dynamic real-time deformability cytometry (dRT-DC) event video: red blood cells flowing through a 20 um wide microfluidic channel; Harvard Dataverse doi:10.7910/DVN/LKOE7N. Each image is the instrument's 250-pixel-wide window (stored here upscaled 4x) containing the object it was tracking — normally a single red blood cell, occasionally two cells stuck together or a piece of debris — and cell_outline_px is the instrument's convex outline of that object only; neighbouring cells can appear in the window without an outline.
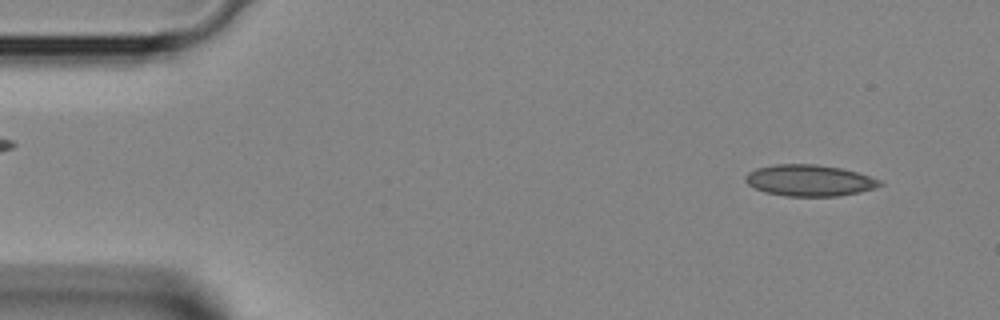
{"species": "Egyptian fruit bat (a non-hibernating species)", "species_latin": "Rousettus aegyptiacus", "temperature_condition": "room temperature", "stored_images_in_passage": 40, "camera_frame_rate_fps": 3000, "um_per_image_px": 0.085, "animal": {"sex": "female"}, "frame": {"image": 1, "passage_image": 2, "time_ms": 0.333, "image_size_px": [1000, 320], "cell_outline_px": [[884, 184], [860, 192], [840, 196], [784, 196], [764, 192], [748, 184], [744, 180], [744, 176], [748, 172], [756, 168], [776, 164], [816, 164], [840, 168], [856, 172], [880, 180]], "centroid_in_image_um": [68.76, 15.34], "position_along_channel_um": 16.2, "area_um2": 24.51}}
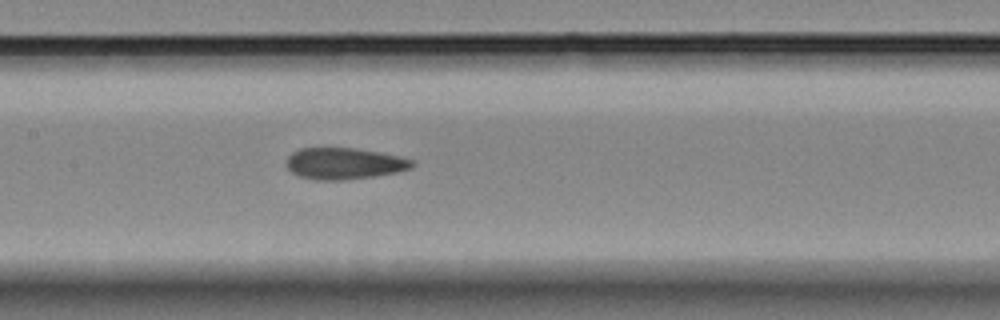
{"frame": {"image": 2, "passage_image": 18, "time_ms": 5.667, "image_size_px": [1000, 320], "cell_outline_px": [[416, 164], [412, 168], [396, 172], [376, 176], [344, 180], [316, 180], [300, 176], [292, 172], [288, 168], [288, 156], [292, 152], [300, 148], [352, 148], [380, 152], [412, 160]], "centroid_in_image_um": [29.27, 13.9], "position_along_channel_um": 178.1, "area_um2": 22.89}}
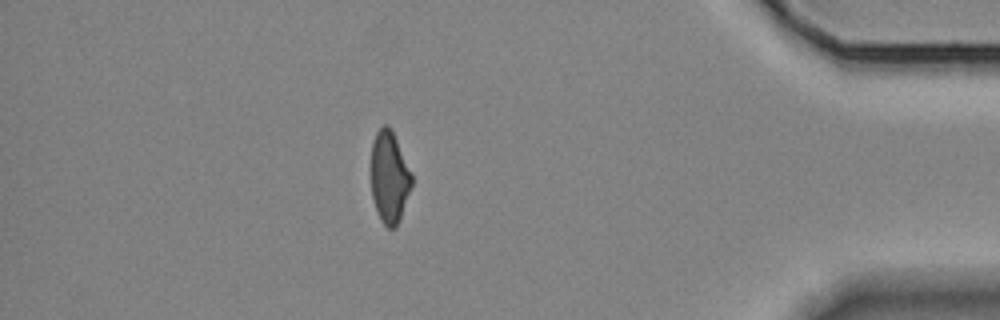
{"frame": {"image": 3, "passage_image": 35, "time_ms": 11.333, "image_size_px": [1000, 320], "cell_outline_px": [[412, 184], [400, 220], [396, 228], [388, 228], [380, 220], [372, 196], [368, 168], [372, 140], [376, 132], [384, 124], [388, 124], [396, 140], [412, 176]], "centroid_in_image_um": [33.03, 15.06], "position_along_channel_um": 402.2, "area_um2": 22.14}}